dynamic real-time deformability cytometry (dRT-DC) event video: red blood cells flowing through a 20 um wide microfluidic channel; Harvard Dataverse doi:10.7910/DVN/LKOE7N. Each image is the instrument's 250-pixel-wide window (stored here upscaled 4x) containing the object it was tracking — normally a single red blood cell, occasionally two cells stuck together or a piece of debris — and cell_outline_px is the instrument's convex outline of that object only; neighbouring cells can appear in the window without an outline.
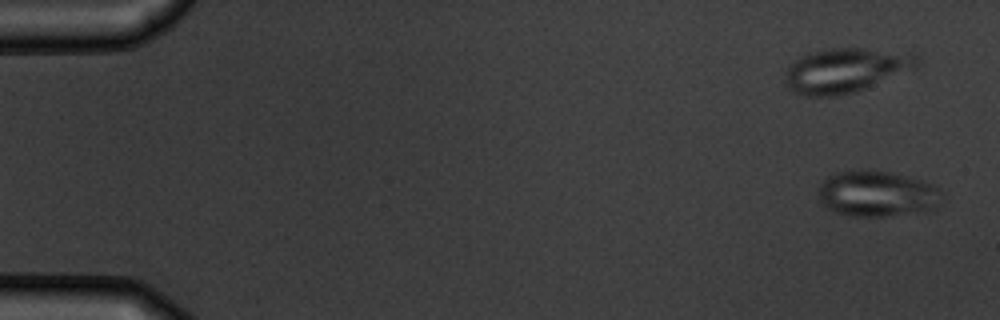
{"species": "common noctule bat (a hibernating species)", "species_latin": "Nyctalus noctula", "temperature_condition": "warm", "stored_images_in_passage": 4, "camera_frame_rate_fps": 3000, "um_per_image_px": 0.085, "animal": {"sex": "male", "body_mass_g": 19.5, "forearm_length_mm": 54.6}, "frame": {"image": 1, "passage_image": 1, "time_ms": 0.0, "image_size_px": [1000, 320], "cell_outline_px": [[940, 192], [936, 208], [928, 212], [892, 216], [848, 216], [836, 212], [828, 208], [820, 200], [820, 184], [828, 176], [840, 172], [888, 172], [908, 176], [932, 184], [940, 188]], "centroid_in_image_um": [74.6, 16.52], "position_along_channel_um": 10.4, "area_um2": 32.48}}